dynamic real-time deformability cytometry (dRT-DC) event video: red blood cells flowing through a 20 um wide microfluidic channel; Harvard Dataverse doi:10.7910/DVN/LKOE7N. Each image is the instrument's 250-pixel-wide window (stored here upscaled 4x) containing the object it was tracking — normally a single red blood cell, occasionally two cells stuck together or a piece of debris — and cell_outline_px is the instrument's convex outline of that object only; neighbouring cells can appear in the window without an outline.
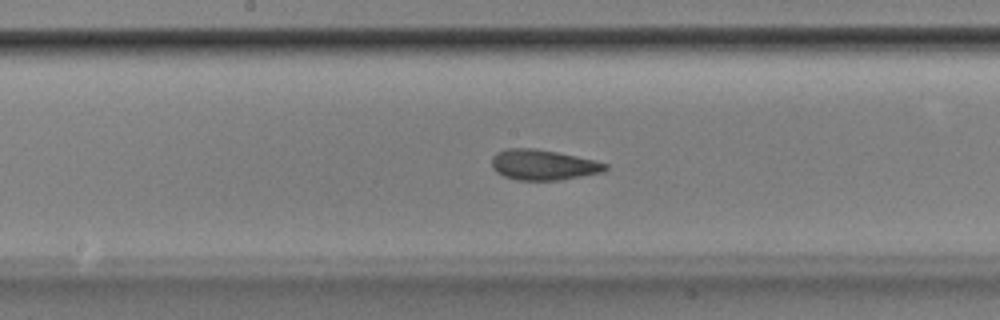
{"species": "Egyptian fruit bat (a non-hibernating species)", "species_latin": "Rousettus aegyptiacus", "temperature_condition": "room temperature", "stored_images_in_passage": 38, "camera_frame_rate_fps": 3000, "um_per_image_px": 0.085, "animal": {"sex": "male"}, "frame": {"image": 1, "passage_image": 20, "time_ms": 6.333, "image_size_px": [1000, 320], "cell_outline_px": [[608, 168], [604, 172], [560, 180], [516, 180], [504, 176], [496, 172], [492, 168], [492, 156], [496, 152], [504, 148], [536, 148], [576, 156], [608, 164]], "centroid_in_image_um": [46.14, 14.01], "position_along_channel_um": 202.1, "area_um2": 20.23}}
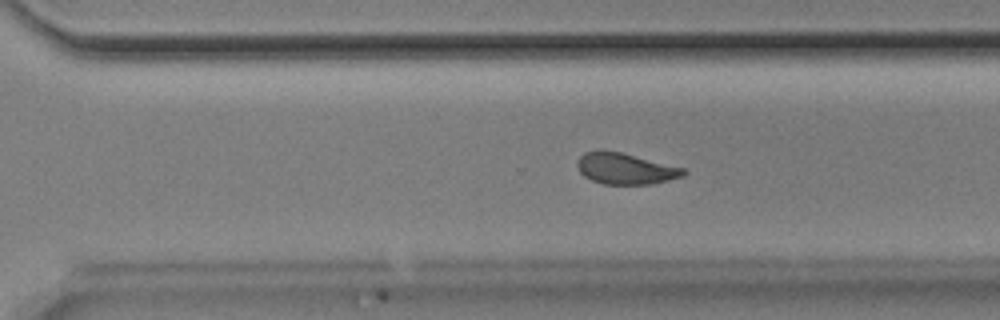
{"frame": {"image": 2, "passage_image": 29, "time_ms": 9.333, "image_size_px": [1000, 320], "cell_outline_px": [[688, 172], [684, 176], [652, 184], [604, 184], [592, 180], [584, 176], [580, 172], [576, 164], [580, 156], [584, 152], [600, 148], [620, 152], [684, 168]], "centroid_in_image_um": [53.13, 14.32], "position_along_channel_um": 317.5, "area_um2": 19.42}}
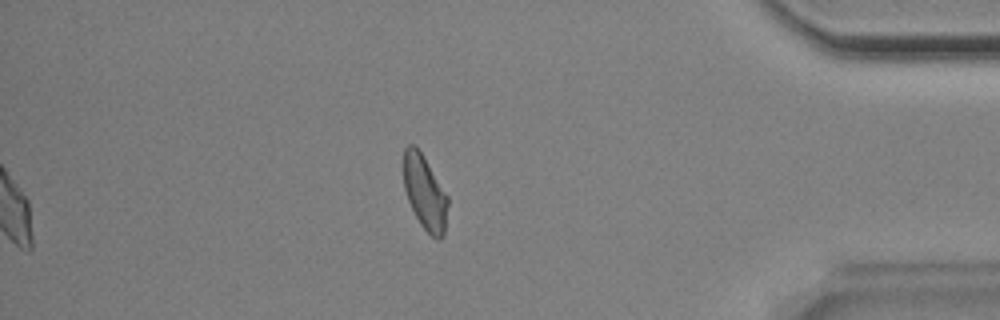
{"frame": {"image": 3, "passage_image": 38, "time_ms": 12.333, "image_size_px": [1000, 320], "cell_outline_px": [[448, 204], [444, 236], [440, 240], [436, 240], [420, 224], [408, 200], [404, 188], [404, 148], [408, 144], [416, 144], [424, 156], [448, 196]], "centroid_in_image_um": [36.12, 16.35], "position_along_channel_um": 399.1, "area_um2": 19.25}, "authors_computed_cell_mechanics": {"area_um2": 20.2589, "velocity_mm_per_s": 3.8599, "shape_relaxation_time_tau1_ms": 5.1211, "shape_relaxation_time_tau2_ms": 1.2321, "deformation_change_tau1": 0.1324, "deformation_change_tau2": 0.0522}}